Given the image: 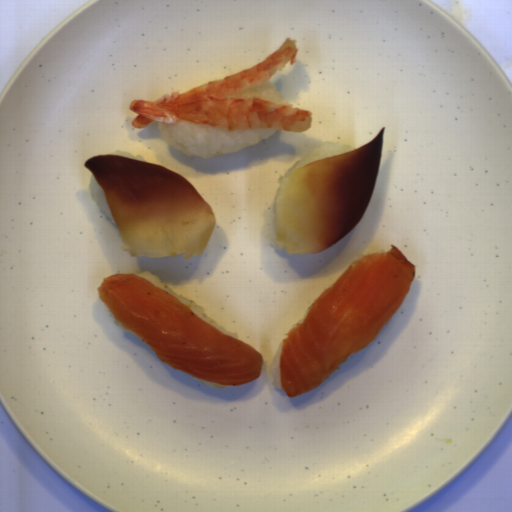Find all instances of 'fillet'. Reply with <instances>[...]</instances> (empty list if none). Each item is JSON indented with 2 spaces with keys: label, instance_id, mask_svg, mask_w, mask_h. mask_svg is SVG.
Here are the masks:
<instances>
[{
  "label": "fillet",
  "instance_id": "25842a12",
  "mask_svg": "<svg viewBox=\"0 0 512 512\" xmlns=\"http://www.w3.org/2000/svg\"><path fill=\"white\" fill-rule=\"evenodd\" d=\"M416 268L399 248L356 258L282 340L280 384L294 398L367 348L406 298Z\"/></svg>",
  "mask_w": 512,
  "mask_h": 512
},
{
  "label": "fillet",
  "instance_id": "e2c912f1",
  "mask_svg": "<svg viewBox=\"0 0 512 512\" xmlns=\"http://www.w3.org/2000/svg\"><path fill=\"white\" fill-rule=\"evenodd\" d=\"M116 222L121 248L133 257L200 256L216 219L210 203L184 177L157 164L116 155L84 162Z\"/></svg>",
  "mask_w": 512,
  "mask_h": 512
},
{
  "label": "fillet",
  "instance_id": "e495c32b",
  "mask_svg": "<svg viewBox=\"0 0 512 512\" xmlns=\"http://www.w3.org/2000/svg\"><path fill=\"white\" fill-rule=\"evenodd\" d=\"M97 290L117 323L167 365L217 385L243 386L260 377V352L222 333L152 282L119 272Z\"/></svg>",
  "mask_w": 512,
  "mask_h": 512
},
{
  "label": "fillet",
  "instance_id": "f6d04758",
  "mask_svg": "<svg viewBox=\"0 0 512 512\" xmlns=\"http://www.w3.org/2000/svg\"><path fill=\"white\" fill-rule=\"evenodd\" d=\"M385 127L355 150L295 167L276 201V241L288 255H312L349 234L377 183Z\"/></svg>",
  "mask_w": 512,
  "mask_h": 512
}]
</instances>
